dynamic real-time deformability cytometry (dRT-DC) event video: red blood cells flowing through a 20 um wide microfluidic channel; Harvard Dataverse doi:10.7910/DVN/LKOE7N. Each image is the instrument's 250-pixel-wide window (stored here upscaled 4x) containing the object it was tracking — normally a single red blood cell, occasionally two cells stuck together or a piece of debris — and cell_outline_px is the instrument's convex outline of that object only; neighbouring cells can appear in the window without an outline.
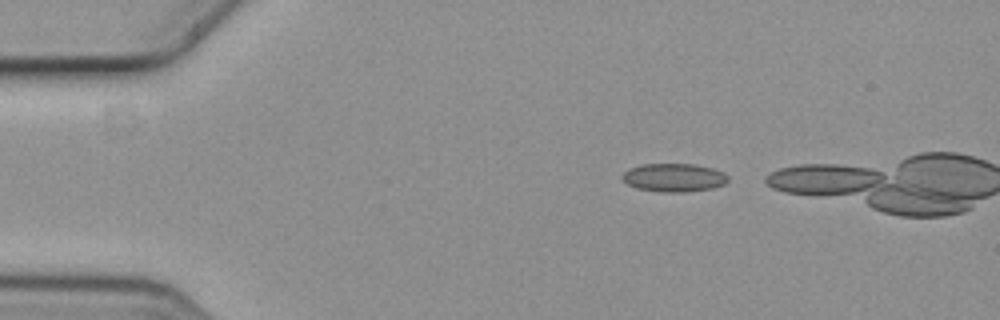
{"species": "common noctule bat (a hibernating species)", "species_latin": "Nyctalus noctula", "temperature_condition": "cold", "stored_images_in_passage": 4, "camera_frame_rate_fps": 3000, "um_per_image_px": 0.085, "animal": {"sex": "female", "body_mass_g": 19.3, "forearm_length_mm": 54.1}, "frame": {"image": 1, "passage_image": 1, "time_ms": 0.0, "image_size_px": [1000, 320], "cell_outline_px": [[728, 180], [724, 184], [712, 188], [684, 192], [660, 192], [636, 188], [628, 184], [620, 176], [628, 168], [640, 164], [692, 164], [712, 168], [724, 172], [728, 176]], "centroid_in_image_um": [57.26, 15.09], "position_along_channel_um": 27.7, "area_um2": 17.51}}